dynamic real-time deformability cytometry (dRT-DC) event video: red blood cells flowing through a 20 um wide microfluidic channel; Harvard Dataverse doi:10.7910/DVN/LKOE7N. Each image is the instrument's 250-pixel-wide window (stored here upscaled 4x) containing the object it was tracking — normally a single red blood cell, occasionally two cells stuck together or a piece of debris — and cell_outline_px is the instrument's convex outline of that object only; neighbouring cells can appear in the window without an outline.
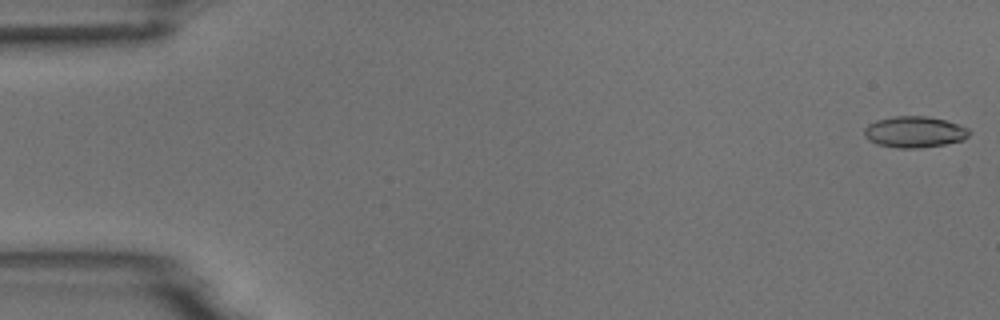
{"species": "common noctule bat (a hibernating species)", "species_latin": "Nyctalus noctula", "temperature_condition": "room temperature", "stored_images_in_passage": 54, "camera_frame_rate_fps": 3000, "um_per_image_px": 0.085, "animal": {"sex": "male", "body_mass_g": 18.8}, "frame": {"image": 1, "passage_image": 1, "time_ms": 0.0, "image_size_px": [1000, 320], "cell_outline_px": [[972, 132], [964, 140], [944, 144], [920, 148], [896, 148], [876, 144], [868, 140], [864, 136], [864, 128], [868, 124], [876, 120], [892, 116], [928, 116], [960, 124], [968, 128]], "centroid_in_image_um": [77.73, 11.21], "position_along_channel_um": 7.3, "area_um2": 19.36}}
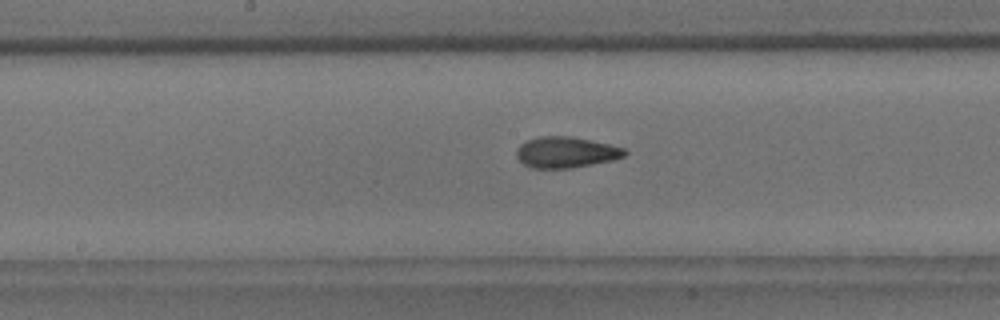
{"frame": {"image": 2, "passage_image": 28, "time_ms": 9.0, "image_size_px": [1000, 320], "cell_outline_px": [[628, 152], [624, 156], [612, 160], [572, 168], [532, 168], [524, 164], [516, 156], [516, 148], [520, 144], [528, 140], [540, 136], [572, 136], [592, 140], [624, 148]], "centroid_in_image_um": [48.09, 12.94], "position_along_channel_um": 200.1, "area_um2": 19.54}}
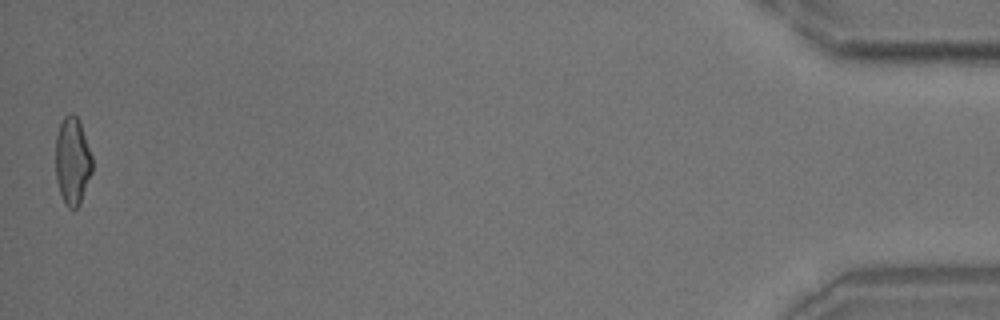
{"frame": {"image": 3, "passage_image": 54, "time_ms": 17.667, "image_size_px": [1000, 320], "cell_outline_px": [[92, 172], [80, 204], [76, 208], [68, 208], [64, 204], [56, 180], [56, 136], [60, 124], [64, 116], [68, 112], [72, 112], [80, 120], [92, 156]], "centroid_in_image_um": [6.16, 13.66], "position_along_channel_um": 429.0, "area_um2": 18.9}, "authors_computed_cell_mechanics": {"area_um2": 19.1896, "velocity_mm_per_s": 3.7247, "shape_relaxation_time_tau1_ms": 9.0436, "shape_relaxation_time_tau2_ms": 1.9508, "deformation_change_tau1": 0.2121, "deformation_change_tau2": 0.092}}